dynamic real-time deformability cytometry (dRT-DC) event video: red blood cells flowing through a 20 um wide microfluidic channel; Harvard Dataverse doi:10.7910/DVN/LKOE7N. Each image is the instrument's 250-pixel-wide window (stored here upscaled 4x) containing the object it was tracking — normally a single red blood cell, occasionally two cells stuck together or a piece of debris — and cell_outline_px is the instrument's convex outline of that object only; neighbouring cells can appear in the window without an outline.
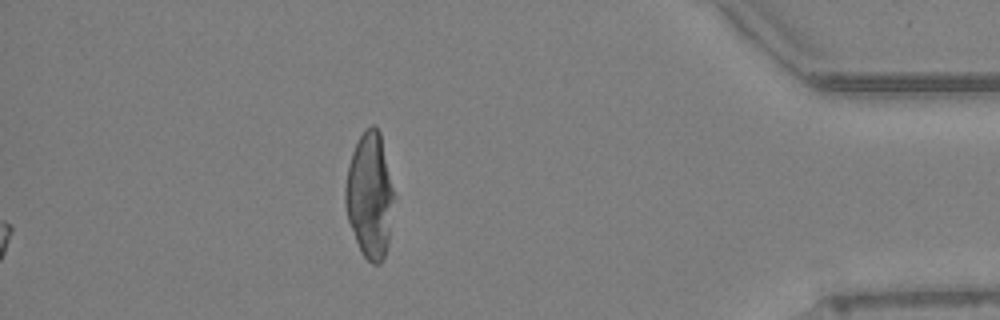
{"species": "Egyptian fruit bat (a non-hibernating species)", "species_latin": "Rousettus aegyptiacus", "temperature_condition": "warm", "stored_images_in_passage": 70, "camera_frame_rate_fps": 3000, "um_per_image_px": 0.085, "animal": {"sex": "female"}, "frame": {"image": 1, "passage_image": 70, "time_ms": 23.0, "image_size_px": [1000, 320], "cell_outline_px": [[396, 196], [388, 244], [384, 256], [380, 264], [372, 264], [360, 252], [348, 220], [344, 204], [344, 188], [348, 168], [352, 152], [360, 136], [372, 124], [380, 132]], "centroid_in_image_um": [31.45, 16.65], "position_along_channel_um": 403.8, "area_um2": 35.95}}